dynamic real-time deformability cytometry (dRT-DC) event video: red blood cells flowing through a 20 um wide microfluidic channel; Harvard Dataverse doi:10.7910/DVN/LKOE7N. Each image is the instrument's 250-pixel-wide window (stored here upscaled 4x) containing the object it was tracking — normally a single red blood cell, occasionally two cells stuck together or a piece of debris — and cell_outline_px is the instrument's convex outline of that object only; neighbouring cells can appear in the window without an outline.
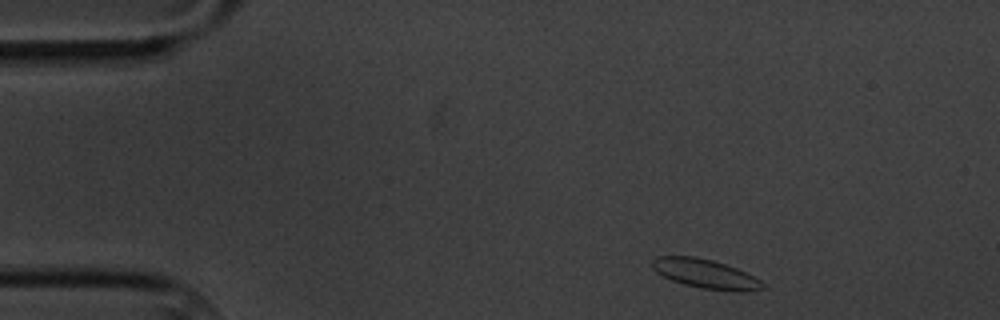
{"species": "common noctule bat (a hibernating species)", "species_latin": "Nyctalus noctula", "temperature_condition": "cold", "stored_images_in_passage": 8, "camera_frame_rate_fps": 3000, "um_per_image_px": 0.085, "animal": {"sex": "male", "body_mass_g": 20.1, "forearm_length_mm": 53.5}, "frame": {"image": 1, "passage_image": 1, "time_ms": 0.0, "image_size_px": [1000, 320], "cell_outline_px": [[764, 288], [740, 292], [700, 288], [684, 284], [672, 280], [656, 272], [652, 268], [652, 260], [660, 256], [696, 256], [712, 260], [736, 268], [760, 280], [764, 284]], "centroid_in_image_um": [59.94, 23.27], "position_along_channel_um": 25.1, "area_um2": 18.55}}
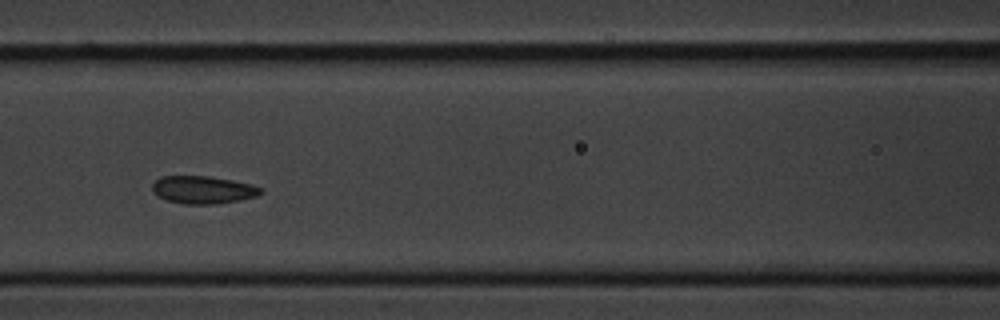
{"frame": {"image": 2, "passage_image": 6, "time_ms": 5.667, "image_size_px": [1000, 320], "cell_outline_px": [[264, 192], [256, 196], [240, 200], [216, 204], [184, 204], [168, 200], [152, 192], [152, 184], [160, 176], [212, 176], [252, 184], [264, 188]], "centroid_in_image_um": [17.29, 16.12], "position_along_channel_um": 149.3, "area_um2": 17.63}}
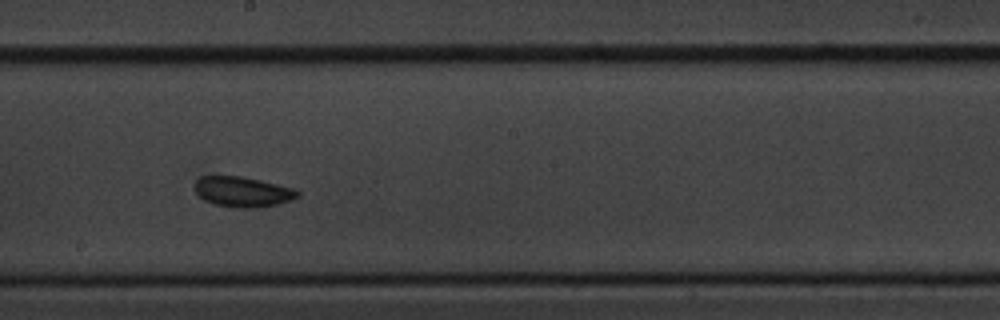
{"frame": {"image": 3, "passage_image": 8, "time_ms": 8.0, "image_size_px": [1000, 320], "cell_outline_px": [[300, 196], [280, 204], [256, 208], [236, 208], [216, 204], [204, 200], [196, 192], [196, 180], [200, 176], [240, 176], [260, 180], [296, 188], [300, 192]], "centroid_in_image_um": [20.68, 16.3], "position_along_channel_um": 227.5, "area_um2": 18.21}}